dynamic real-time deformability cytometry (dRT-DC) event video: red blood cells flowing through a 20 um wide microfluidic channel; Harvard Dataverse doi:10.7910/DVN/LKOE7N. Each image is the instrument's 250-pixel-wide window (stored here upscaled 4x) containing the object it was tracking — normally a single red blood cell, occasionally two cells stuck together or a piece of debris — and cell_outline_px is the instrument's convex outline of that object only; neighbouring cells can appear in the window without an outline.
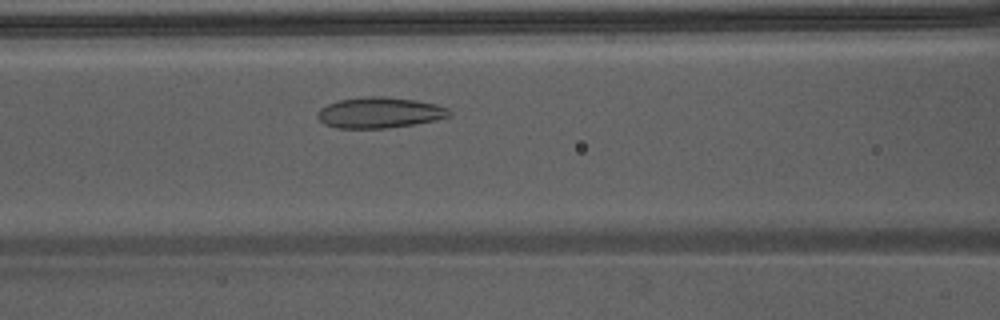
{"species": "Egyptian fruit bat (a non-hibernating species)", "species_latin": "Rousettus aegyptiacus", "temperature_condition": "warm", "stored_images_in_passage": 37, "camera_frame_rate_fps": 3000, "um_per_image_px": 0.085, "animal": {"sex": "male"}, "frame": {"image": 1, "passage_image": 11, "time_ms": 3.333, "image_size_px": [1000, 320], "cell_outline_px": [[452, 116], [436, 120], [388, 128], [336, 128], [324, 124], [316, 116], [316, 112], [320, 108], [328, 104], [340, 100], [364, 96], [384, 96], [416, 100], [436, 104], [448, 108], [452, 112]], "centroid_in_image_um": [32.27, 9.57], "position_along_channel_um": 134.3, "area_um2": 23.81}}
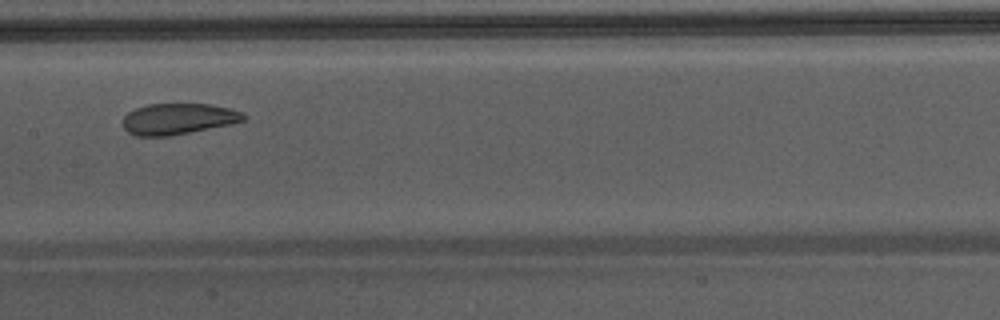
{"frame": {"image": 2, "passage_image": 15, "time_ms": 4.667, "image_size_px": [1000, 320], "cell_outline_px": [[248, 116], [244, 120], [232, 124], [168, 136], [136, 136], [128, 132], [120, 124], [124, 116], [128, 112], [136, 108], [148, 104], [208, 104], [228, 108], [244, 112]], "centroid_in_image_um": [15.13, 10.1], "position_along_channel_um": 192.3, "area_um2": 21.96}}
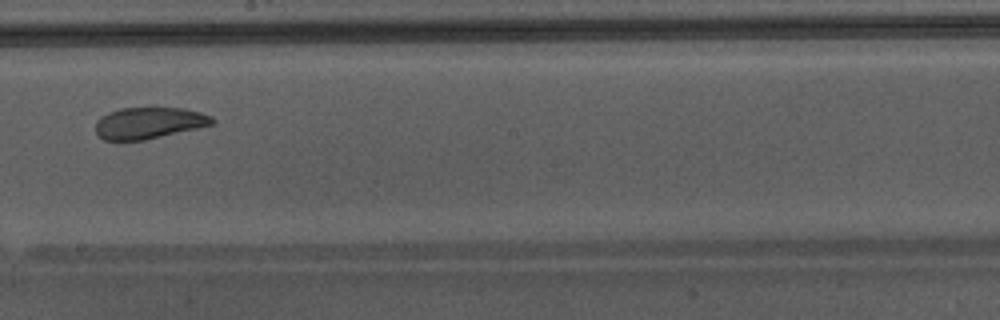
{"frame": {"image": 3, "passage_image": 18, "time_ms": 5.667, "image_size_px": [1000, 320], "cell_outline_px": [[216, 124], [144, 140], [104, 140], [96, 132], [96, 120], [100, 116], [108, 112], [120, 108], [184, 108], [200, 112], [212, 116], [216, 120]], "centroid_in_image_um": [12.68, 10.44], "position_along_channel_um": 235.5, "area_um2": 21.5}, "authors_computed_cell_mechanics": {"area_um2": 24.1026, "velocity_mm_per_s": 4.3486, "shape_relaxation_time_tau1_ms": 6.3656, "shape_relaxation_time_tau2_ms": 1.4951, "deformation_change_tau1": 0.1416, "deformation_change_tau2": 0.0753}}